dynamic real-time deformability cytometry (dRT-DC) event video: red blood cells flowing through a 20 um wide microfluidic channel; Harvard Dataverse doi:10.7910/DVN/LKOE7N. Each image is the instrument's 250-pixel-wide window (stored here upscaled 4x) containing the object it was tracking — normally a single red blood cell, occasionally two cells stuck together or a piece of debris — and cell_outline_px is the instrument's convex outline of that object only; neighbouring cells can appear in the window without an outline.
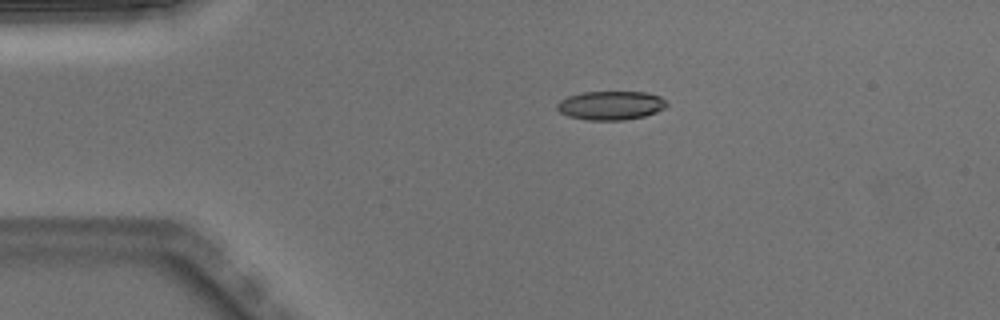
{"species": "Egyptian fruit bat (a non-hibernating species)", "species_latin": "Rousettus aegyptiacus", "temperature_condition": "warm", "stored_images_in_passage": 2, "camera_frame_rate_fps": 3000, "um_per_image_px": 0.085, "animal": {"sex": "male"}, "frame": {"image": 1, "passage_image": 1, "time_ms": 0.0, "image_size_px": [1000, 320], "cell_outline_px": [[668, 104], [664, 108], [656, 112], [644, 116], [624, 120], [588, 120], [568, 116], [560, 112], [556, 108], [556, 104], [560, 100], [568, 96], [580, 92], [648, 92], [660, 96]], "centroid_in_image_um": [51.9, 8.95], "position_along_channel_um": 33.1, "area_um2": 18.5}}